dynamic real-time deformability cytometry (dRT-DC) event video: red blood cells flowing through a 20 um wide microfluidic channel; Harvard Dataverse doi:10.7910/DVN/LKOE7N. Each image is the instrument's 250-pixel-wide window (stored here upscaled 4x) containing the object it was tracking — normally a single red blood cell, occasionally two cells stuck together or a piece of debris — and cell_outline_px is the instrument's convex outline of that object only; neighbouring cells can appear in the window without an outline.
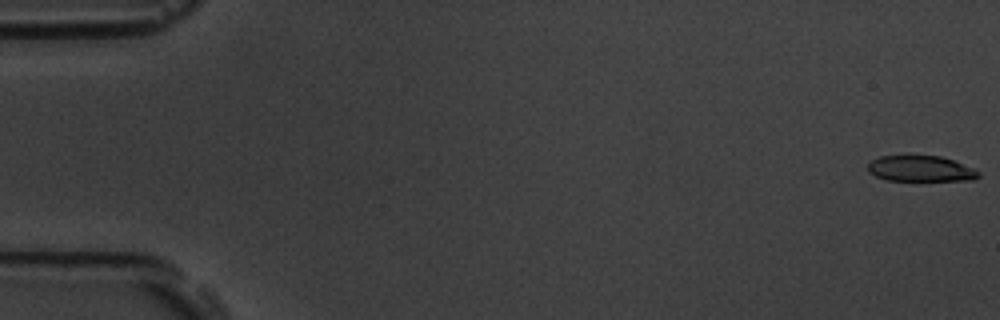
{"species": "common noctule bat (a hibernating species)", "species_latin": "Nyctalus noctula", "temperature_condition": "room temperature", "stored_images_in_passage": 55, "camera_frame_rate_fps": 3000, "um_per_image_px": 0.085, "animal": {"sex": "male", "body_mass_g": 19.5, "forearm_length_mm": 54.6}, "frame": {"image": 1, "passage_image": 1, "time_ms": 0.0, "image_size_px": [1000, 320], "cell_outline_px": [[980, 176], [976, 180], [888, 180], [876, 176], [868, 172], [868, 164], [872, 160], [880, 156], [908, 152], [940, 156], [976, 168], [980, 172]], "centroid_in_image_um": [78.25, 14.28], "position_along_channel_um": 6.7, "area_um2": 17.46}}
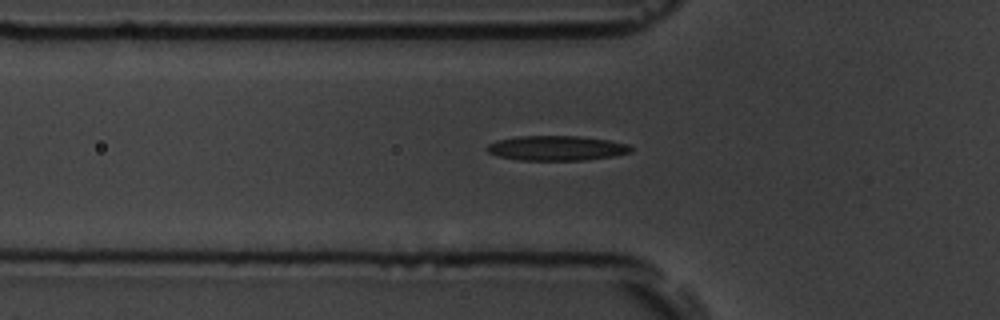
{"frame": {"image": 2, "passage_image": 19, "time_ms": 6.0, "image_size_px": [1000, 320], "cell_outline_px": [[632, 152], [616, 156], [584, 160], [520, 160], [496, 156], [488, 152], [488, 144], [496, 140], [520, 136], [580, 136], [608, 140], [628, 144], [632, 148]], "centroid_in_image_um": [47.33, 12.59], "position_along_channel_um": 78.5, "area_um2": 20.87}}
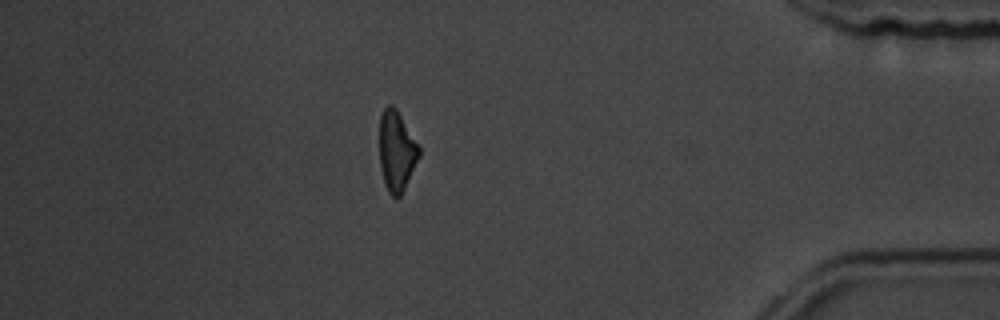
{"frame": {"image": 3, "passage_image": 48, "time_ms": 15.667, "image_size_px": [1000, 320], "cell_outline_px": [[420, 156], [400, 196], [396, 200], [388, 192], [384, 184], [380, 168], [380, 116], [384, 108], [388, 104], [392, 104], [396, 108], [420, 148]], "centroid_in_image_um": [33.69, 12.86], "position_along_channel_um": 401.5, "area_um2": 18.44}, "authors_computed_cell_mechanics": {"area_um2": 19.5364, "velocity_mm_per_s": 3.763, "shape_relaxation_time_tau1_ms": 5.6075, "shape_relaxation_time_tau2_ms": 6.4572, "deformation_change_tau1": 0.1573, "deformation_change_tau2": 0.1945}}